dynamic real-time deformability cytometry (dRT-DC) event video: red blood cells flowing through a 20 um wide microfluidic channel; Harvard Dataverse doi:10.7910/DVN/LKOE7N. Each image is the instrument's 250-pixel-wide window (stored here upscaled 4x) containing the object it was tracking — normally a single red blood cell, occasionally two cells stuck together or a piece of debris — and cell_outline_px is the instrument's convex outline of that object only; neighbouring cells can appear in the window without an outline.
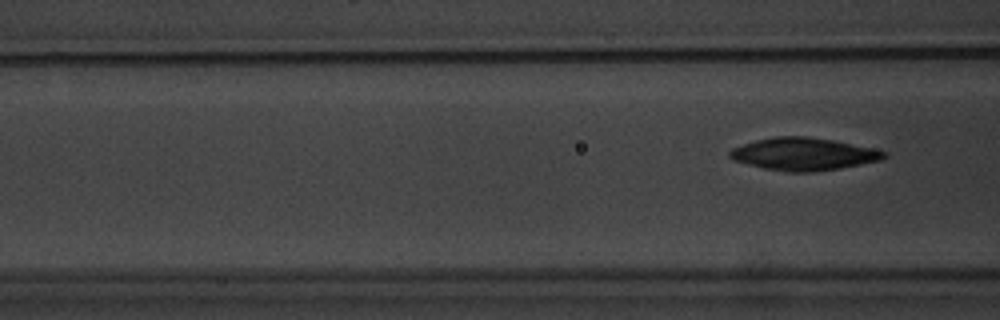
{"species": "common noctule bat (a hibernating species)", "species_latin": "Nyctalus noctula", "temperature_condition": "warm", "stored_images_in_passage": 4, "camera_frame_rate_fps": 3000, "um_per_image_px": 0.085, "animal": {"sex": "male", "body_mass_g": 20.1, "forearm_length_mm": 53.5}, "frame": {"image": 1, "passage_image": 4, "time_ms": 4.333, "image_size_px": [1000, 320], "cell_outline_px": [[888, 156], [880, 160], [840, 168], [808, 172], [788, 172], [764, 168], [732, 160], [728, 156], [728, 152], [732, 148], [756, 140], [776, 136], [808, 136], [832, 140], [872, 148], [888, 152]], "centroid_in_image_um": [68.28, 13.09], "position_along_channel_um": 98.3, "area_um2": 29.07}}